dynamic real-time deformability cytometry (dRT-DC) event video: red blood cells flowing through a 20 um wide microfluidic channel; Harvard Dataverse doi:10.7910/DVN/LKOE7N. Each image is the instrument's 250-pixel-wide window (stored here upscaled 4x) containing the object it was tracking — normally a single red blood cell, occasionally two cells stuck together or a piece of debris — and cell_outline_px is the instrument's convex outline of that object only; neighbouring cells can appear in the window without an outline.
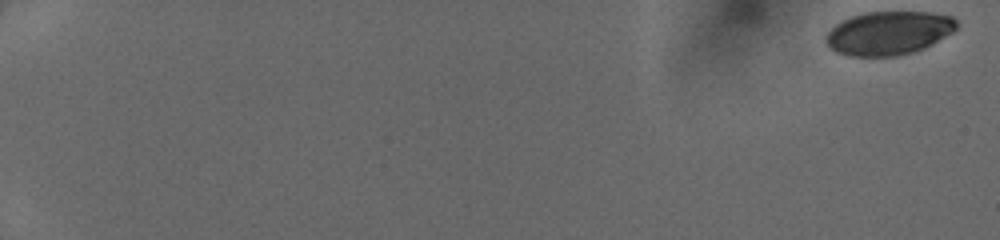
{"species": "human", "species_latin": "Homo sapiens", "temperature_condition": "cold", "stored_images_in_passage": 14, "camera_frame_rate_fps": 3000, "um_per_image_px": 0.085, "donor": {"sex": "female"}, "frame": {"image": 1, "passage_image": 1, "time_ms": 0.0, "image_size_px": [1000, 240], "cell_outline_px": [[956, 28], [952, 32], [932, 44], [924, 48], [912, 52], [896, 56], [848, 56], [836, 52], [828, 44], [828, 32], [836, 24], [852, 16], [864, 12], [932, 12], [952, 16], [956, 20]], "centroid_in_image_um": [75.56, 2.8], "position_along_channel_um": 9.4, "area_um2": 32.89}}
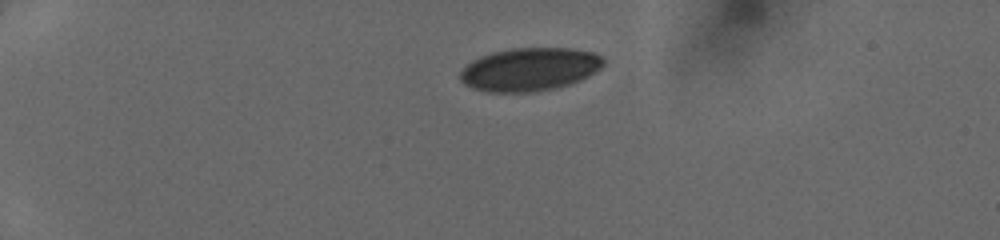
{"frame": {"image": 2, "passage_image": 11, "time_ms": 4.333, "image_size_px": [1000, 240], "cell_outline_px": [[604, 64], [600, 68], [588, 76], [580, 80], [556, 88], [528, 92], [488, 92], [472, 88], [464, 84], [460, 80], [460, 72], [472, 60], [480, 56], [492, 52], [512, 48], [572, 48], [592, 52], [600, 56], [604, 60]], "centroid_in_image_um": [45.0, 5.89], "position_along_channel_um": 40.0, "area_um2": 35.95}}